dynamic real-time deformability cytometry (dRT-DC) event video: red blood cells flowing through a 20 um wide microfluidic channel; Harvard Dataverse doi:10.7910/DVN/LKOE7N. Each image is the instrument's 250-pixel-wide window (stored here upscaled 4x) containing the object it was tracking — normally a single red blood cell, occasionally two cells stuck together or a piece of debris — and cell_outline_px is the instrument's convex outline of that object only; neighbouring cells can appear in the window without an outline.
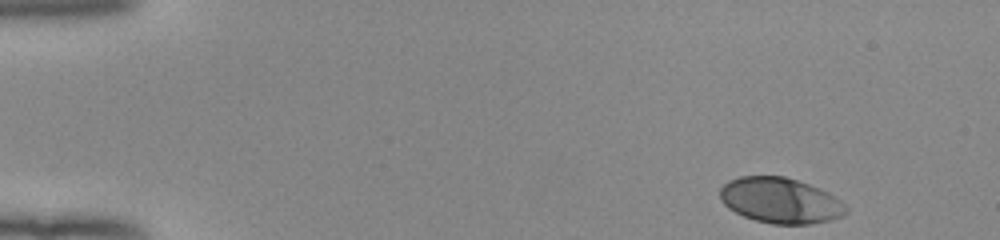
{"species": "human", "species_latin": "Homo sapiens", "temperature_condition": "room temperature", "stored_images_in_passage": 48, "camera_frame_rate_fps": 3000, "um_per_image_px": 0.085, "donor": {"sex": "female"}, "frame": {"image": 1, "passage_image": 1, "time_ms": 0.0, "image_size_px": [1000, 240], "cell_outline_px": [[848, 212], [840, 216], [828, 220], [812, 224], [772, 224], [756, 220], [744, 216], [728, 208], [720, 200], [720, 188], [728, 180], [740, 176], [784, 176], [808, 184], [840, 200], [848, 208]], "centroid_in_image_um": [66.28, 17.04], "position_along_channel_um": 18.7, "area_um2": 33.12}}
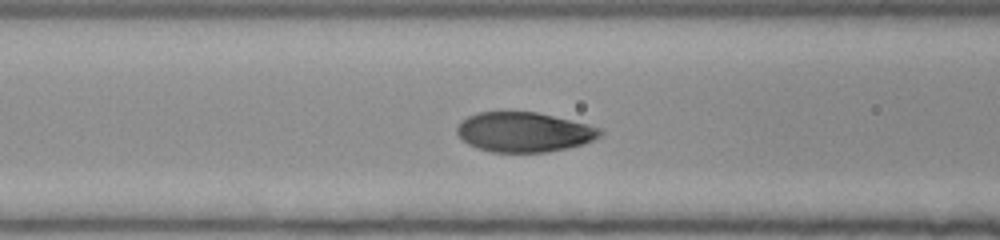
{"frame": {"image": 2, "passage_image": 18, "time_ms": 5.667, "image_size_px": [1000, 240], "cell_outline_px": [[604, 132], [600, 136], [584, 144], [568, 148], [544, 152], [492, 152], [476, 148], [468, 144], [456, 132], [456, 128], [468, 116], [476, 112], [536, 112], [588, 124], [600, 128]], "centroid_in_image_um": [44.55, 11.23], "position_along_channel_um": 122.0, "area_um2": 33.06}}
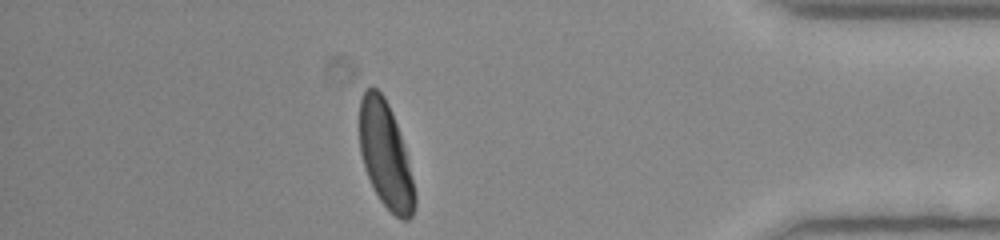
{"frame": {"image": 3, "passage_image": 42, "time_ms": 13.667, "image_size_px": [1000, 240], "cell_outline_px": [[416, 204], [412, 216], [408, 220], [400, 220], [380, 200], [368, 176], [360, 152], [360, 100], [364, 88], [372, 84], [384, 96], [392, 112], [404, 148], [416, 196]], "centroid_in_image_um": [32.75, 13.16], "position_along_channel_um": 402.4, "area_um2": 33.52}, "authors_computed_cell_mechanics": {"area_um2": 34.1598, "velocity_mm_per_s": 3.9392, "shape_relaxation_time_tau1_ms": 2.4691, "shape_relaxation_time_tau2_ms": null, "deformation_change_tau1": 0.1693, "deformation_change_tau2": null}}